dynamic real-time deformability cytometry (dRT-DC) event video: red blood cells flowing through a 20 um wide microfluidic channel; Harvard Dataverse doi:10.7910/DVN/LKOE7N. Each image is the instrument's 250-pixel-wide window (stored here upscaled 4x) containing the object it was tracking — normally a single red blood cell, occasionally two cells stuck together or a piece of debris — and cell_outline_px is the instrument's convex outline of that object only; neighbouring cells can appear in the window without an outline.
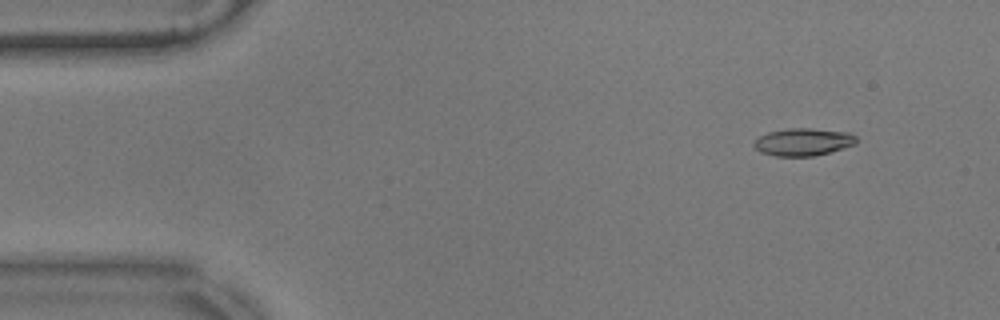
{"species": "common noctule bat (a hibernating species)", "species_latin": "Nyctalus noctula", "temperature_condition": "warm", "stored_images_in_passage": 40, "camera_frame_rate_fps": 3000, "um_per_image_px": 0.085, "animal": {"sex": "male", "body_mass_g": 17.9}, "frame": {"image": 1, "passage_image": 5, "time_ms": 1.333, "image_size_px": [1000, 320], "cell_outline_px": [[856, 144], [828, 152], [812, 156], [776, 156], [760, 152], [752, 144], [760, 136], [768, 132], [788, 128], [812, 128], [848, 132], [856, 136]], "centroid_in_image_um": [68.26, 12.06], "position_along_channel_um": 16.7, "area_um2": 16.3}}
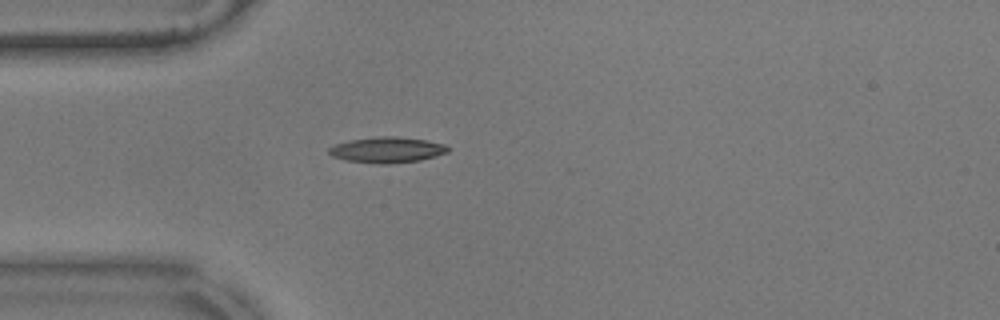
{"frame": {"image": 2, "passage_image": 15, "time_ms": 4.667, "image_size_px": [1000, 320], "cell_outline_px": [[448, 152], [436, 156], [420, 160], [388, 164], [380, 164], [344, 160], [332, 156], [328, 152], [328, 148], [336, 144], [348, 140], [376, 136], [396, 136], [424, 140], [444, 144], [448, 148]], "centroid_in_image_um": [32.86, 12.74], "position_along_channel_um": 52.1, "area_um2": 17.86}}
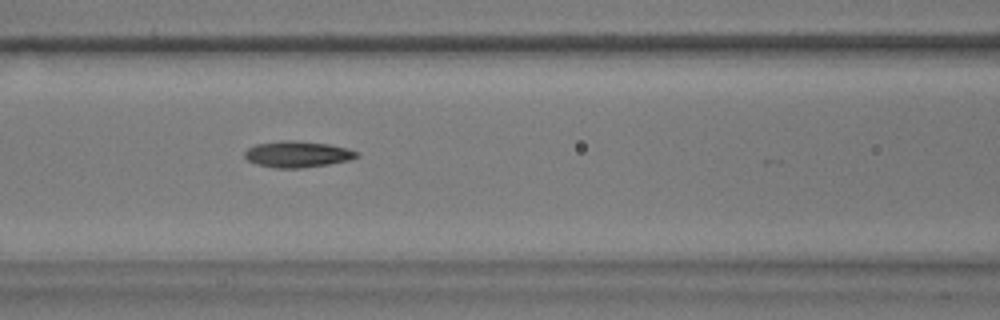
{"frame": {"image": 3, "passage_image": 23, "time_ms": 7.333, "image_size_px": [1000, 320], "cell_outline_px": [[360, 156], [348, 160], [328, 164], [300, 168], [272, 168], [256, 164], [248, 160], [244, 156], [244, 152], [248, 148], [256, 144], [280, 140], [296, 140], [328, 144], [348, 148], [356, 152]], "centroid_in_image_um": [25.25, 13.1], "position_along_channel_um": 141.4, "area_um2": 17.17}}